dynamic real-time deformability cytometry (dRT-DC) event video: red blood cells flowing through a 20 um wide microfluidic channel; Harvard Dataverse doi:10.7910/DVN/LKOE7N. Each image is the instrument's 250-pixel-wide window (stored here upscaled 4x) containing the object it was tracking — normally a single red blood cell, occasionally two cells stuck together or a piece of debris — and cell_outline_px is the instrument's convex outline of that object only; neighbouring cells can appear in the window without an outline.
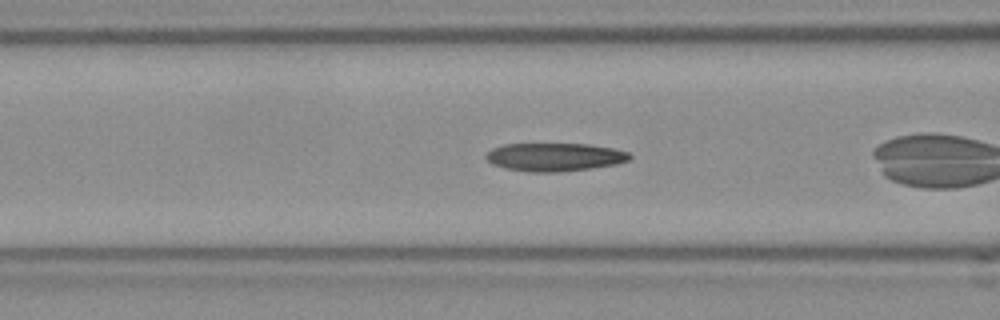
{"species": "Egyptian fruit bat (a non-hibernating species)", "species_latin": "Rousettus aegyptiacus", "temperature_condition": "room temperature", "stored_images_in_passage": 26, "camera_frame_rate_fps": 3000, "um_per_image_px": 0.085, "frame": {"image": 1, "passage_image": 5, "time_ms": 1.333, "image_size_px": [1000, 320], "cell_outline_px": [[632, 156], [628, 160], [616, 164], [588, 168], [556, 172], [532, 172], [504, 168], [492, 164], [484, 156], [492, 148], [504, 144], [588, 144], [616, 148], [628, 152]], "centroid_in_image_um": [47.14, 13.34], "position_along_channel_um": 119.5, "area_um2": 23.52}}
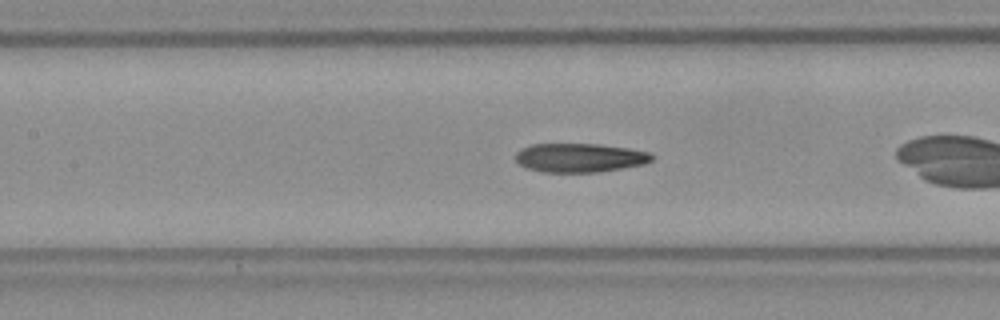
{"frame": {"image": 2, "passage_image": 8, "time_ms": 2.333, "image_size_px": [1000, 320], "cell_outline_px": [[652, 160], [644, 164], [596, 172], [544, 172], [528, 168], [520, 164], [516, 160], [516, 152], [520, 148], [532, 144], [600, 144], [628, 148], [648, 152], [652, 156]], "centroid_in_image_um": [49.25, 13.4], "position_along_channel_um": 158.2, "area_um2": 22.77}}